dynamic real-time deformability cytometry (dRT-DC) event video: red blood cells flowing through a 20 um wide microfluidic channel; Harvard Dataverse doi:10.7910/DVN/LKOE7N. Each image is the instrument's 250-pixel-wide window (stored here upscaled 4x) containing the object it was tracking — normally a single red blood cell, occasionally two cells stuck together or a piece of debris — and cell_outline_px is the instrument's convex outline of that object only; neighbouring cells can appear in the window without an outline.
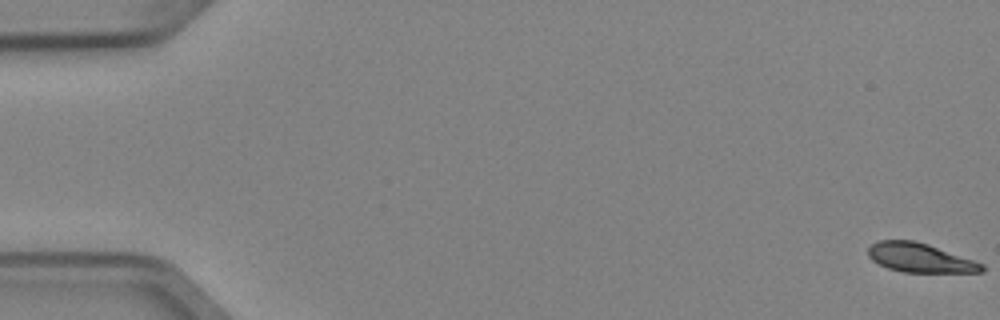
{"species": "Egyptian fruit bat (a non-hibernating species)", "species_latin": "Rousettus aegyptiacus", "temperature_condition": "cold", "stored_images_in_passage": 5, "camera_frame_rate_fps": 3000, "um_per_image_px": 0.085, "animal": {"sex": "female"}, "frame": {"image": 1, "passage_image": 1, "time_ms": 0.0, "image_size_px": [1000, 320], "cell_outline_px": [[984, 272], [904, 272], [888, 268], [872, 260], [868, 256], [868, 248], [872, 244], [880, 240], [912, 240], [928, 244], [984, 264]], "centroid_in_image_um": [78.19, 21.91], "position_along_channel_um": 6.8, "area_um2": 19.07}}